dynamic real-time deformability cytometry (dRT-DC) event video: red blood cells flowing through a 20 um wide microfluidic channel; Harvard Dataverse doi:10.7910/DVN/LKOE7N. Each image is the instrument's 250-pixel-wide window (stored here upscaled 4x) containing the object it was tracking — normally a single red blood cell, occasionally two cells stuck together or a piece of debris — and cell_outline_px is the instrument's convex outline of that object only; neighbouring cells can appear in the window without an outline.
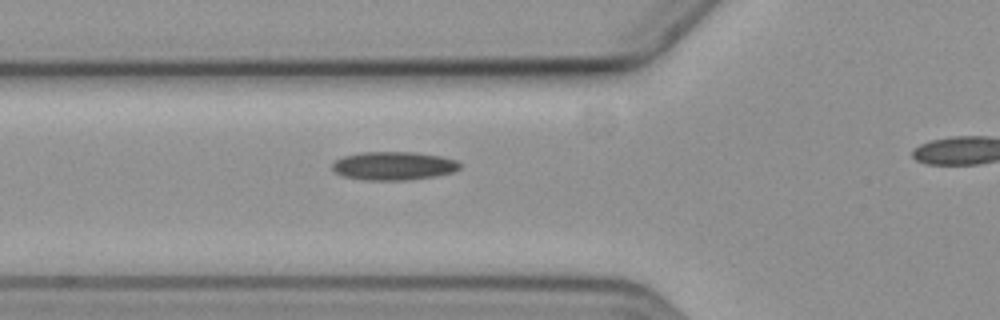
{"species": "common noctule bat (a hibernating species)", "species_latin": "Nyctalus noctula", "temperature_condition": "cold", "stored_images_in_passage": 5, "segment_of_instrument_passage": [1, 2], "camera_frame_rate_fps": 3000, "um_per_image_px": 0.085, "animal": {"sex": "female", "body_mass_g": 19.3, "forearm_length_mm": 54.1}, "frame": {"image": 1, "passage_image": 4, "time_ms": 3.333, "image_size_px": [1000, 320], "cell_outline_px": [[460, 168], [452, 172], [436, 176], [408, 180], [364, 180], [344, 176], [336, 172], [332, 168], [332, 164], [336, 160], [344, 156], [360, 152], [412, 152], [440, 156], [456, 160], [460, 164]], "centroid_in_image_um": [33.45, 14.1], "position_along_channel_um": 92.3, "area_um2": 21.04}}